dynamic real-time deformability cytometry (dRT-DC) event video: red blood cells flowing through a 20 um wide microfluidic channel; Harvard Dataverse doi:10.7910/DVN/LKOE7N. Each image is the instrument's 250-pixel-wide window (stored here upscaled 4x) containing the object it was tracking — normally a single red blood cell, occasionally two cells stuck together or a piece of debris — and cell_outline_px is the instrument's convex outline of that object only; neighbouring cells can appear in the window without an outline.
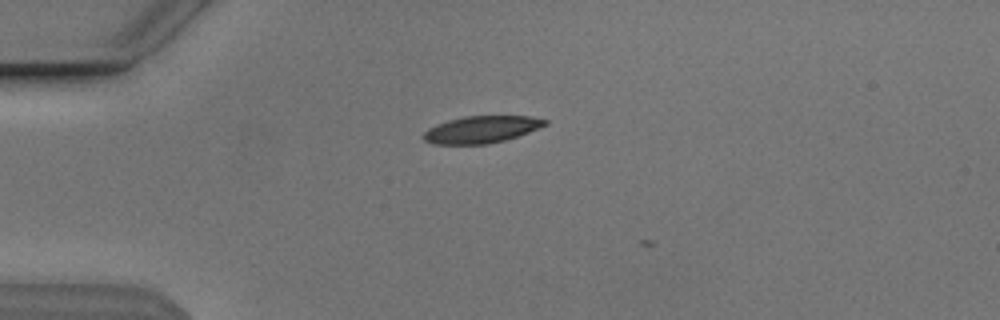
{"species": "Egyptian fruit bat (a non-hibernating species)", "species_latin": "Rousettus aegyptiacus", "temperature_condition": "cold", "stored_images_in_passage": 10, "camera_frame_rate_fps": 3000, "um_per_image_px": 0.085, "animal": {"sex": "male"}, "frame": {"image": 1, "passage_image": 8, "time_ms": 2.333, "image_size_px": [1000, 320], "cell_outline_px": [[548, 124], [528, 132], [504, 140], [488, 144], [432, 144], [424, 140], [420, 136], [428, 128], [448, 120], [464, 116], [528, 116], [548, 120]], "centroid_in_image_um": [40.88, 11.01], "position_along_channel_um": 44.1, "area_um2": 19.07}}